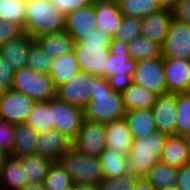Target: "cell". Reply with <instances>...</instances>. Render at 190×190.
Here are the masks:
<instances>
[{"label":"cell","mask_w":190,"mask_h":190,"mask_svg":"<svg viewBox=\"0 0 190 190\" xmlns=\"http://www.w3.org/2000/svg\"><path fill=\"white\" fill-rule=\"evenodd\" d=\"M66 16L50 0H27L24 32L32 38L65 30Z\"/></svg>","instance_id":"3957f363"},{"label":"cell","mask_w":190,"mask_h":190,"mask_svg":"<svg viewBox=\"0 0 190 190\" xmlns=\"http://www.w3.org/2000/svg\"><path fill=\"white\" fill-rule=\"evenodd\" d=\"M73 183L96 184L104 178L99 157L80 154L70 149L59 161Z\"/></svg>","instance_id":"8992f818"},{"label":"cell","mask_w":190,"mask_h":190,"mask_svg":"<svg viewBox=\"0 0 190 190\" xmlns=\"http://www.w3.org/2000/svg\"><path fill=\"white\" fill-rule=\"evenodd\" d=\"M29 183L44 184L50 165V160L38 155H29L19 158Z\"/></svg>","instance_id":"4dcf8cb0"},{"label":"cell","mask_w":190,"mask_h":190,"mask_svg":"<svg viewBox=\"0 0 190 190\" xmlns=\"http://www.w3.org/2000/svg\"><path fill=\"white\" fill-rule=\"evenodd\" d=\"M138 178L130 174L114 178L104 177L98 184V190H134Z\"/></svg>","instance_id":"ab89813d"},{"label":"cell","mask_w":190,"mask_h":190,"mask_svg":"<svg viewBox=\"0 0 190 190\" xmlns=\"http://www.w3.org/2000/svg\"><path fill=\"white\" fill-rule=\"evenodd\" d=\"M97 29L94 4L72 11L65 18V32L75 41L83 40Z\"/></svg>","instance_id":"e0dca14e"},{"label":"cell","mask_w":190,"mask_h":190,"mask_svg":"<svg viewBox=\"0 0 190 190\" xmlns=\"http://www.w3.org/2000/svg\"><path fill=\"white\" fill-rule=\"evenodd\" d=\"M51 4L65 16L76 9L94 4L95 0H50Z\"/></svg>","instance_id":"7bdbcfd3"},{"label":"cell","mask_w":190,"mask_h":190,"mask_svg":"<svg viewBox=\"0 0 190 190\" xmlns=\"http://www.w3.org/2000/svg\"><path fill=\"white\" fill-rule=\"evenodd\" d=\"M7 88L0 82V98L5 94Z\"/></svg>","instance_id":"db71d44e"},{"label":"cell","mask_w":190,"mask_h":190,"mask_svg":"<svg viewBox=\"0 0 190 190\" xmlns=\"http://www.w3.org/2000/svg\"><path fill=\"white\" fill-rule=\"evenodd\" d=\"M159 161L176 167L190 163V156L184 137L177 135L168 136L161 150Z\"/></svg>","instance_id":"484cf974"},{"label":"cell","mask_w":190,"mask_h":190,"mask_svg":"<svg viewBox=\"0 0 190 190\" xmlns=\"http://www.w3.org/2000/svg\"><path fill=\"white\" fill-rule=\"evenodd\" d=\"M0 20L14 22L24 28L26 2L21 0H0Z\"/></svg>","instance_id":"8d00e7d4"},{"label":"cell","mask_w":190,"mask_h":190,"mask_svg":"<svg viewBox=\"0 0 190 190\" xmlns=\"http://www.w3.org/2000/svg\"><path fill=\"white\" fill-rule=\"evenodd\" d=\"M26 123L35 128L39 133L53 130L51 100L47 102H36Z\"/></svg>","instance_id":"d6a6232c"},{"label":"cell","mask_w":190,"mask_h":190,"mask_svg":"<svg viewBox=\"0 0 190 190\" xmlns=\"http://www.w3.org/2000/svg\"><path fill=\"white\" fill-rule=\"evenodd\" d=\"M24 28L14 22L0 20V46L23 35Z\"/></svg>","instance_id":"60d3db41"},{"label":"cell","mask_w":190,"mask_h":190,"mask_svg":"<svg viewBox=\"0 0 190 190\" xmlns=\"http://www.w3.org/2000/svg\"><path fill=\"white\" fill-rule=\"evenodd\" d=\"M33 40L34 38L27 33L10 40L0 46V57L5 59V62L11 65L15 71L26 67L29 49Z\"/></svg>","instance_id":"44dd1931"},{"label":"cell","mask_w":190,"mask_h":190,"mask_svg":"<svg viewBox=\"0 0 190 190\" xmlns=\"http://www.w3.org/2000/svg\"><path fill=\"white\" fill-rule=\"evenodd\" d=\"M89 87H91V74L80 71L67 83L57 87L56 97L65 103L84 109L90 100Z\"/></svg>","instance_id":"5bb4252c"},{"label":"cell","mask_w":190,"mask_h":190,"mask_svg":"<svg viewBox=\"0 0 190 190\" xmlns=\"http://www.w3.org/2000/svg\"><path fill=\"white\" fill-rule=\"evenodd\" d=\"M171 10L173 19L190 26V0H175Z\"/></svg>","instance_id":"ee69618b"},{"label":"cell","mask_w":190,"mask_h":190,"mask_svg":"<svg viewBox=\"0 0 190 190\" xmlns=\"http://www.w3.org/2000/svg\"><path fill=\"white\" fill-rule=\"evenodd\" d=\"M90 100L84 108L85 120L107 124L124 118L126 111L119 87L104 77L91 74Z\"/></svg>","instance_id":"6da1fadb"},{"label":"cell","mask_w":190,"mask_h":190,"mask_svg":"<svg viewBox=\"0 0 190 190\" xmlns=\"http://www.w3.org/2000/svg\"><path fill=\"white\" fill-rule=\"evenodd\" d=\"M151 110L157 131L167 136L176 135V94L159 95Z\"/></svg>","instance_id":"2e32d148"},{"label":"cell","mask_w":190,"mask_h":190,"mask_svg":"<svg viewBox=\"0 0 190 190\" xmlns=\"http://www.w3.org/2000/svg\"><path fill=\"white\" fill-rule=\"evenodd\" d=\"M167 135L156 131L145 137L134 138L127 161L130 175L144 177L159 161L161 150L164 147Z\"/></svg>","instance_id":"277c9868"},{"label":"cell","mask_w":190,"mask_h":190,"mask_svg":"<svg viewBox=\"0 0 190 190\" xmlns=\"http://www.w3.org/2000/svg\"><path fill=\"white\" fill-rule=\"evenodd\" d=\"M161 51L162 57L190 60V26L172 19Z\"/></svg>","instance_id":"8fae6325"},{"label":"cell","mask_w":190,"mask_h":190,"mask_svg":"<svg viewBox=\"0 0 190 190\" xmlns=\"http://www.w3.org/2000/svg\"><path fill=\"white\" fill-rule=\"evenodd\" d=\"M11 89L32 98L35 102H47L57 95V87L50 75L36 72L29 67L15 71Z\"/></svg>","instance_id":"5b68a950"},{"label":"cell","mask_w":190,"mask_h":190,"mask_svg":"<svg viewBox=\"0 0 190 190\" xmlns=\"http://www.w3.org/2000/svg\"><path fill=\"white\" fill-rule=\"evenodd\" d=\"M51 117L53 129L73 140L84 120V109L65 103L57 97L51 99Z\"/></svg>","instance_id":"ba28073f"},{"label":"cell","mask_w":190,"mask_h":190,"mask_svg":"<svg viewBox=\"0 0 190 190\" xmlns=\"http://www.w3.org/2000/svg\"><path fill=\"white\" fill-rule=\"evenodd\" d=\"M104 177L114 178L130 174L127 158L118 151L105 149L99 154Z\"/></svg>","instance_id":"f1b7e54d"},{"label":"cell","mask_w":190,"mask_h":190,"mask_svg":"<svg viewBox=\"0 0 190 190\" xmlns=\"http://www.w3.org/2000/svg\"><path fill=\"white\" fill-rule=\"evenodd\" d=\"M112 37L96 29L83 40L74 43L73 51L80 71L104 77Z\"/></svg>","instance_id":"7a4b0ae2"},{"label":"cell","mask_w":190,"mask_h":190,"mask_svg":"<svg viewBox=\"0 0 190 190\" xmlns=\"http://www.w3.org/2000/svg\"><path fill=\"white\" fill-rule=\"evenodd\" d=\"M39 132L27 123L15 124L14 144L10 156L20 158L34 155Z\"/></svg>","instance_id":"cb8c5ba5"},{"label":"cell","mask_w":190,"mask_h":190,"mask_svg":"<svg viewBox=\"0 0 190 190\" xmlns=\"http://www.w3.org/2000/svg\"><path fill=\"white\" fill-rule=\"evenodd\" d=\"M139 36H141V18L123 15L121 26L112 37V40L129 43Z\"/></svg>","instance_id":"f35d334b"},{"label":"cell","mask_w":190,"mask_h":190,"mask_svg":"<svg viewBox=\"0 0 190 190\" xmlns=\"http://www.w3.org/2000/svg\"><path fill=\"white\" fill-rule=\"evenodd\" d=\"M184 139H185L187 149H188V153H189V156H190V134L184 136Z\"/></svg>","instance_id":"f5cc1de1"},{"label":"cell","mask_w":190,"mask_h":190,"mask_svg":"<svg viewBox=\"0 0 190 190\" xmlns=\"http://www.w3.org/2000/svg\"><path fill=\"white\" fill-rule=\"evenodd\" d=\"M36 102L13 89H7L0 98V120L13 124L26 123Z\"/></svg>","instance_id":"7c38bea8"},{"label":"cell","mask_w":190,"mask_h":190,"mask_svg":"<svg viewBox=\"0 0 190 190\" xmlns=\"http://www.w3.org/2000/svg\"><path fill=\"white\" fill-rule=\"evenodd\" d=\"M127 47L128 43L111 40L104 78L116 87L131 82L136 68L137 61L130 57Z\"/></svg>","instance_id":"52a82bcc"},{"label":"cell","mask_w":190,"mask_h":190,"mask_svg":"<svg viewBox=\"0 0 190 190\" xmlns=\"http://www.w3.org/2000/svg\"><path fill=\"white\" fill-rule=\"evenodd\" d=\"M94 12L97 29L113 37L122 23L123 14L120 11L118 1L95 0Z\"/></svg>","instance_id":"d6986e66"},{"label":"cell","mask_w":190,"mask_h":190,"mask_svg":"<svg viewBox=\"0 0 190 190\" xmlns=\"http://www.w3.org/2000/svg\"><path fill=\"white\" fill-rule=\"evenodd\" d=\"M172 19V10L168 8H161L141 18V36L162 45Z\"/></svg>","instance_id":"ac0fdd59"},{"label":"cell","mask_w":190,"mask_h":190,"mask_svg":"<svg viewBox=\"0 0 190 190\" xmlns=\"http://www.w3.org/2000/svg\"><path fill=\"white\" fill-rule=\"evenodd\" d=\"M72 149L80 154L98 157L106 149L105 124L84 120L72 140Z\"/></svg>","instance_id":"30bf717a"},{"label":"cell","mask_w":190,"mask_h":190,"mask_svg":"<svg viewBox=\"0 0 190 190\" xmlns=\"http://www.w3.org/2000/svg\"><path fill=\"white\" fill-rule=\"evenodd\" d=\"M134 190H157L144 177L136 180Z\"/></svg>","instance_id":"7dc6e473"},{"label":"cell","mask_w":190,"mask_h":190,"mask_svg":"<svg viewBox=\"0 0 190 190\" xmlns=\"http://www.w3.org/2000/svg\"><path fill=\"white\" fill-rule=\"evenodd\" d=\"M125 111L151 109L158 97L150 90L133 83L119 86Z\"/></svg>","instance_id":"7402d4cb"},{"label":"cell","mask_w":190,"mask_h":190,"mask_svg":"<svg viewBox=\"0 0 190 190\" xmlns=\"http://www.w3.org/2000/svg\"><path fill=\"white\" fill-rule=\"evenodd\" d=\"M7 156H8L7 153H5V152H3V151L0 150V170H1L2 166H3L5 158Z\"/></svg>","instance_id":"816d5d0a"},{"label":"cell","mask_w":190,"mask_h":190,"mask_svg":"<svg viewBox=\"0 0 190 190\" xmlns=\"http://www.w3.org/2000/svg\"><path fill=\"white\" fill-rule=\"evenodd\" d=\"M133 138L145 137L157 131L151 109L129 110L124 116Z\"/></svg>","instance_id":"83f0119b"},{"label":"cell","mask_w":190,"mask_h":190,"mask_svg":"<svg viewBox=\"0 0 190 190\" xmlns=\"http://www.w3.org/2000/svg\"><path fill=\"white\" fill-rule=\"evenodd\" d=\"M80 72L74 51L53 58L48 74L56 87L67 83Z\"/></svg>","instance_id":"d4e9b609"},{"label":"cell","mask_w":190,"mask_h":190,"mask_svg":"<svg viewBox=\"0 0 190 190\" xmlns=\"http://www.w3.org/2000/svg\"><path fill=\"white\" fill-rule=\"evenodd\" d=\"M176 135L186 136L190 134V92L176 94Z\"/></svg>","instance_id":"d590c367"},{"label":"cell","mask_w":190,"mask_h":190,"mask_svg":"<svg viewBox=\"0 0 190 190\" xmlns=\"http://www.w3.org/2000/svg\"><path fill=\"white\" fill-rule=\"evenodd\" d=\"M15 70L0 57V82L7 88L11 89L14 80Z\"/></svg>","instance_id":"f6af8a7d"},{"label":"cell","mask_w":190,"mask_h":190,"mask_svg":"<svg viewBox=\"0 0 190 190\" xmlns=\"http://www.w3.org/2000/svg\"><path fill=\"white\" fill-rule=\"evenodd\" d=\"M178 167L160 161L149 170L144 178L157 190L177 184Z\"/></svg>","instance_id":"f546056e"},{"label":"cell","mask_w":190,"mask_h":190,"mask_svg":"<svg viewBox=\"0 0 190 190\" xmlns=\"http://www.w3.org/2000/svg\"><path fill=\"white\" fill-rule=\"evenodd\" d=\"M29 184L19 158L8 155L0 170V190H19Z\"/></svg>","instance_id":"603a6c76"},{"label":"cell","mask_w":190,"mask_h":190,"mask_svg":"<svg viewBox=\"0 0 190 190\" xmlns=\"http://www.w3.org/2000/svg\"><path fill=\"white\" fill-rule=\"evenodd\" d=\"M73 190H98V185L88 183H74Z\"/></svg>","instance_id":"c3c4849f"},{"label":"cell","mask_w":190,"mask_h":190,"mask_svg":"<svg viewBox=\"0 0 190 190\" xmlns=\"http://www.w3.org/2000/svg\"><path fill=\"white\" fill-rule=\"evenodd\" d=\"M71 148L72 140L53 129L39 133L34 155L46 158L51 162H59Z\"/></svg>","instance_id":"4fadbf2b"},{"label":"cell","mask_w":190,"mask_h":190,"mask_svg":"<svg viewBox=\"0 0 190 190\" xmlns=\"http://www.w3.org/2000/svg\"><path fill=\"white\" fill-rule=\"evenodd\" d=\"M15 124L0 120V150L10 154L14 144Z\"/></svg>","instance_id":"b9f144b4"},{"label":"cell","mask_w":190,"mask_h":190,"mask_svg":"<svg viewBox=\"0 0 190 190\" xmlns=\"http://www.w3.org/2000/svg\"><path fill=\"white\" fill-rule=\"evenodd\" d=\"M155 94H167L163 57L137 61L131 80Z\"/></svg>","instance_id":"9c48e42d"},{"label":"cell","mask_w":190,"mask_h":190,"mask_svg":"<svg viewBox=\"0 0 190 190\" xmlns=\"http://www.w3.org/2000/svg\"><path fill=\"white\" fill-rule=\"evenodd\" d=\"M19 190H45L44 184L29 183Z\"/></svg>","instance_id":"681fc988"},{"label":"cell","mask_w":190,"mask_h":190,"mask_svg":"<svg viewBox=\"0 0 190 190\" xmlns=\"http://www.w3.org/2000/svg\"><path fill=\"white\" fill-rule=\"evenodd\" d=\"M128 54L134 61L154 59L162 56L161 45L139 36L128 43Z\"/></svg>","instance_id":"1f68e13d"},{"label":"cell","mask_w":190,"mask_h":190,"mask_svg":"<svg viewBox=\"0 0 190 190\" xmlns=\"http://www.w3.org/2000/svg\"><path fill=\"white\" fill-rule=\"evenodd\" d=\"M106 149L118 151L125 157L131 151L133 135L125 118H121L105 124Z\"/></svg>","instance_id":"ffe728a7"},{"label":"cell","mask_w":190,"mask_h":190,"mask_svg":"<svg viewBox=\"0 0 190 190\" xmlns=\"http://www.w3.org/2000/svg\"><path fill=\"white\" fill-rule=\"evenodd\" d=\"M162 8L172 9L175 0H157Z\"/></svg>","instance_id":"f907efd6"},{"label":"cell","mask_w":190,"mask_h":190,"mask_svg":"<svg viewBox=\"0 0 190 190\" xmlns=\"http://www.w3.org/2000/svg\"><path fill=\"white\" fill-rule=\"evenodd\" d=\"M73 181L60 162H53L44 181L45 190H69Z\"/></svg>","instance_id":"e575fe53"},{"label":"cell","mask_w":190,"mask_h":190,"mask_svg":"<svg viewBox=\"0 0 190 190\" xmlns=\"http://www.w3.org/2000/svg\"><path fill=\"white\" fill-rule=\"evenodd\" d=\"M162 190H180V189L175 185V186H170V187L162 189Z\"/></svg>","instance_id":"11a10c76"},{"label":"cell","mask_w":190,"mask_h":190,"mask_svg":"<svg viewBox=\"0 0 190 190\" xmlns=\"http://www.w3.org/2000/svg\"><path fill=\"white\" fill-rule=\"evenodd\" d=\"M176 186L180 190H190V163L178 167Z\"/></svg>","instance_id":"bcb514c9"},{"label":"cell","mask_w":190,"mask_h":190,"mask_svg":"<svg viewBox=\"0 0 190 190\" xmlns=\"http://www.w3.org/2000/svg\"><path fill=\"white\" fill-rule=\"evenodd\" d=\"M42 50L52 58L68 54L73 51L75 41L63 31L59 33L44 34L34 38Z\"/></svg>","instance_id":"4316f807"},{"label":"cell","mask_w":190,"mask_h":190,"mask_svg":"<svg viewBox=\"0 0 190 190\" xmlns=\"http://www.w3.org/2000/svg\"><path fill=\"white\" fill-rule=\"evenodd\" d=\"M53 58L44 52L41 46L33 40L29 49L26 67L36 72L48 74Z\"/></svg>","instance_id":"74e56055"},{"label":"cell","mask_w":190,"mask_h":190,"mask_svg":"<svg viewBox=\"0 0 190 190\" xmlns=\"http://www.w3.org/2000/svg\"><path fill=\"white\" fill-rule=\"evenodd\" d=\"M123 15L143 18L162 7L157 0H118Z\"/></svg>","instance_id":"836d02e7"},{"label":"cell","mask_w":190,"mask_h":190,"mask_svg":"<svg viewBox=\"0 0 190 190\" xmlns=\"http://www.w3.org/2000/svg\"><path fill=\"white\" fill-rule=\"evenodd\" d=\"M167 93L190 92V60L163 57Z\"/></svg>","instance_id":"9a60e30c"}]
</instances>
